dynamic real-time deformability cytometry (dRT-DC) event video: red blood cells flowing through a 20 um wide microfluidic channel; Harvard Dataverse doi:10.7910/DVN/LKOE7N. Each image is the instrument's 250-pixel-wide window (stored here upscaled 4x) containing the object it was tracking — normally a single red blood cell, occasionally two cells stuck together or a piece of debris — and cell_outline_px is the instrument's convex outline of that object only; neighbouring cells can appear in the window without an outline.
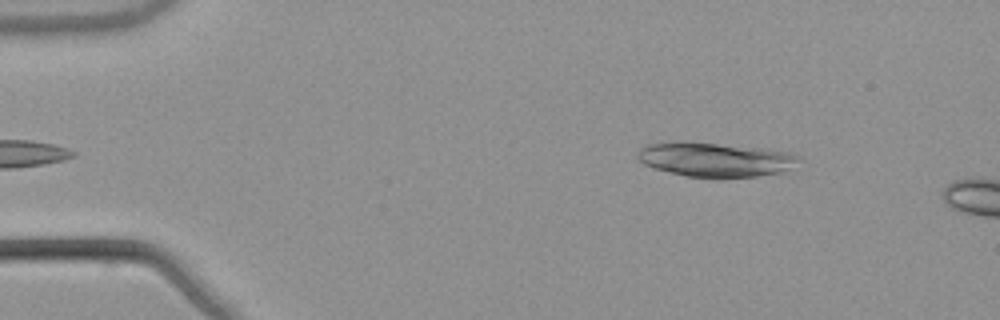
{"species": "common noctule bat (a hibernating species)", "species_latin": "Nyctalus noctula", "temperature_condition": "warm", "stored_images_in_passage": 6, "camera_frame_rate_fps": 3000, "um_per_image_px": 0.085, "animal": {"sex": "male", "body_mass_g": 21.5, "forearm_length_mm": 52.0}, "frame": {"image": 1, "passage_image": 2, "time_ms": 0.333, "image_size_px": [1000, 320], "cell_outline_px": [[800, 160], [792, 168], [784, 172], [756, 176], [688, 176], [656, 168], [644, 164], [636, 156], [636, 152], [640, 148], [648, 144], [716, 144], [768, 148], [788, 152], [800, 156]], "centroid_in_image_um": [60.91, 13.57], "position_along_channel_um": 24.1, "area_um2": 30.98}}